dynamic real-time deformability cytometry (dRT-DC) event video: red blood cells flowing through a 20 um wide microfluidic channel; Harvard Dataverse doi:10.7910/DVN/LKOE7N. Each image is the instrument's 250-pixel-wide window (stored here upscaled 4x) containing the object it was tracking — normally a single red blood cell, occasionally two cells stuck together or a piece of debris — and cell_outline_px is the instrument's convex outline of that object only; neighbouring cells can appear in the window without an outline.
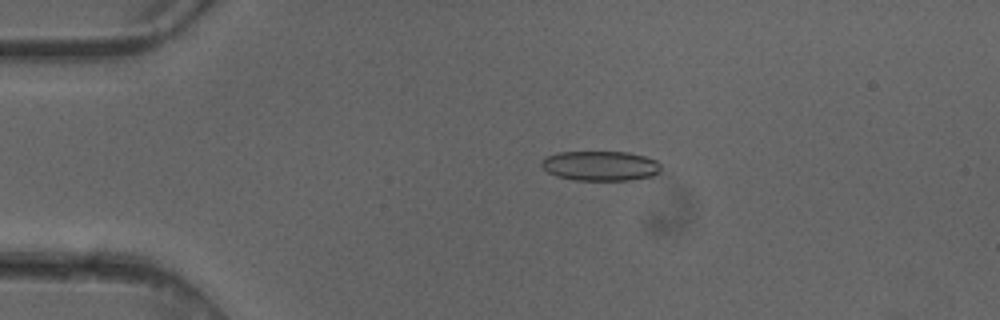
{"species": "common noctule bat (a hibernating species)", "species_latin": "Nyctalus noctula", "temperature_condition": "cold", "stored_images_in_passage": 4, "camera_frame_rate_fps": 3000, "um_per_image_px": 0.085, "animal": {"sex": "female"}, "frame": {"image": 1, "passage_image": 3, "time_ms": 0.667, "image_size_px": [1000, 320], "cell_outline_px": [[660, 172], [652, 176], [632, 180], [572, 180], [556, 176], [548, 172], [540, 164], [540, 160], [544, 156], [560, 152], [628, 152], [644, 156], [656, 160], [660, 164]], "centroid_in_image_um": [51.01, 14.1], "position_along_channel_um": 34.0, "area_um2": 20.92}}